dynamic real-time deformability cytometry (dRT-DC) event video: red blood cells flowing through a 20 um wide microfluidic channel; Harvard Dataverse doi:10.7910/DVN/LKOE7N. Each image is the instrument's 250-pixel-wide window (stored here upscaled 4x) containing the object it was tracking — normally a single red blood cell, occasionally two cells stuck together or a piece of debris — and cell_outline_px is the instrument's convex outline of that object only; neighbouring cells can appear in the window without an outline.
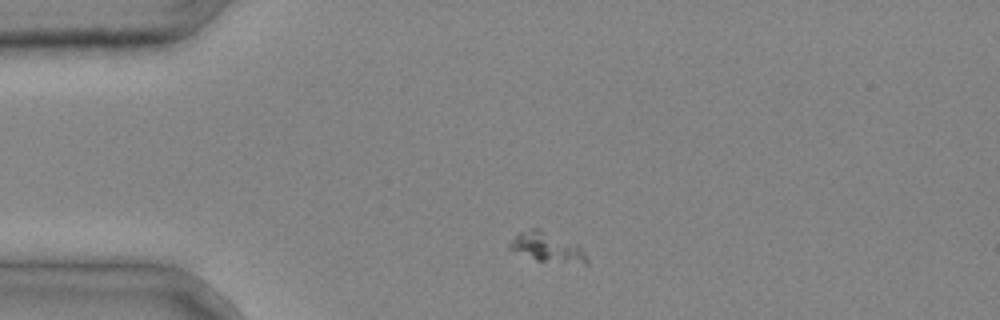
{"species": "common noctule bat (a hibernating species)", "species_latin": "Nyctalus noctula", "temperature_condition": "cold", "stored_images_in_passage": 1, "camera_frame_rate_fps": 3000, "um_per_image_px": 0.085, "animal": {"sex": "male", "body_mass_g": 20.4}, "frame": {"image": 1, "passage_image": 1, "time_ms": 0.0, "image_size_px": [1000, 320], "cell_outline_px": [[588, 264], [584, 264], [536, 260], [508, 248], [508, 244], [520, 232], [532, 228], [536, 228], [580, 248], [584, 252], [588, 260]], "centroid_in_image_um": [46.46, 21.05], "position_along_channel_um": 38.5, "area_um2": 12.43}}